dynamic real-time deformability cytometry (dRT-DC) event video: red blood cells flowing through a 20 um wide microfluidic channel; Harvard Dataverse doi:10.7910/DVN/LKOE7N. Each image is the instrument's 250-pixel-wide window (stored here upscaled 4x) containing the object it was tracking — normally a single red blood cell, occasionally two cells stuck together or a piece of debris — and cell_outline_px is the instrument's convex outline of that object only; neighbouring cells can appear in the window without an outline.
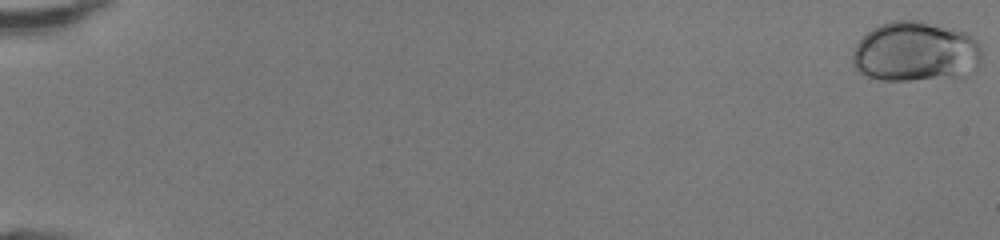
{"species": "human", "species_latin": "Homo sapiens", "temperature_condition": "room temperature", "stored_images_in_passage": 50, "camera_frame_rate_fps": 3000, "um_per_image_px": 0.085, "donor": {"sex": "female"}, "frame": {"image": 1, "passage_image": 1, "time_ms": 0.0, "image_size_px": [1000, 240], "cell_outline_px": [[980, 64], [976, 72], [968, 76], [956, 80], [880, 80], [868, 76], [860, 72], [852, 64], [852, 52], [856, 44], [872, 28], [880, 24], [896, 20], [920, 20], [952, 28], [964, 32], [972, 36], [980, 44]], "centroid_in_image_um": [77.89, 4.44], "position_along_channel_um": 7.1, "area_um2": 46.41}}
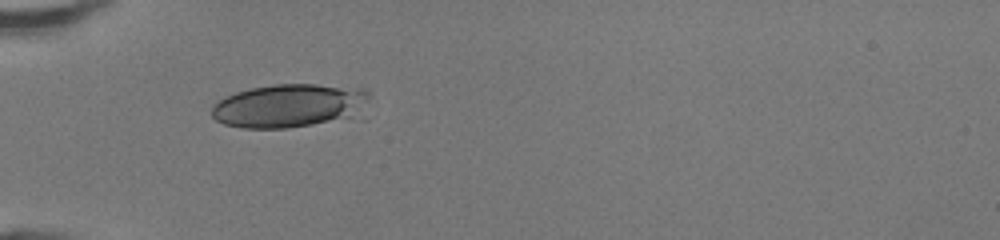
{"frame": {"image": 2, "passage_image": 18, "time_ms": 5.667, "image_size_px": [1000, 240], "cell_outline_px": [[368, 100], [348, 116], [312, 124], [288, 128], [240, 128], [224, 124], [216, 120], [212, 116], [212, 104], [236, 92], [252, 88], [276, 84], [316, 84], [364, 88], [368, 92]], "centroid_in_image_um": [24.48, 8.97], "position_along_channel_um": 60.5, "area_um2": 39.07}}
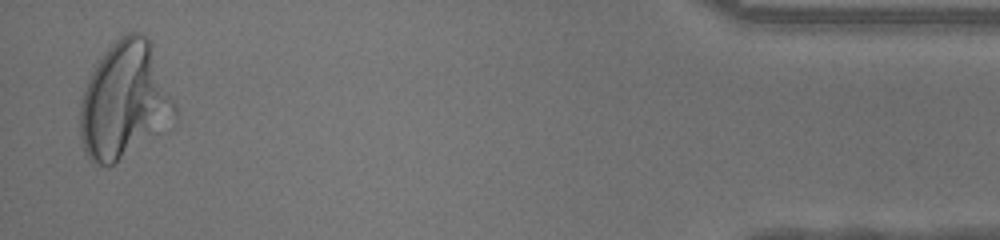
{"frame": {"image": 3, "passage_image": 49, "time_ms": 16.0, "image_size_px": [1000, 240], "cell_outline_px": [[176, 120], [112, 164], [100, 164], [92, 160], [84, 152], [80, 140], [80, 100], [84, 88], [96, 64], [104, 52], [120, 36], [128, 32], [140, 32], [148, 40], [176, 104]], "centroid_in_image_um": [10.56, 8.55], "position_along_channel_um": 424.6, "area_um2": 63.35}}